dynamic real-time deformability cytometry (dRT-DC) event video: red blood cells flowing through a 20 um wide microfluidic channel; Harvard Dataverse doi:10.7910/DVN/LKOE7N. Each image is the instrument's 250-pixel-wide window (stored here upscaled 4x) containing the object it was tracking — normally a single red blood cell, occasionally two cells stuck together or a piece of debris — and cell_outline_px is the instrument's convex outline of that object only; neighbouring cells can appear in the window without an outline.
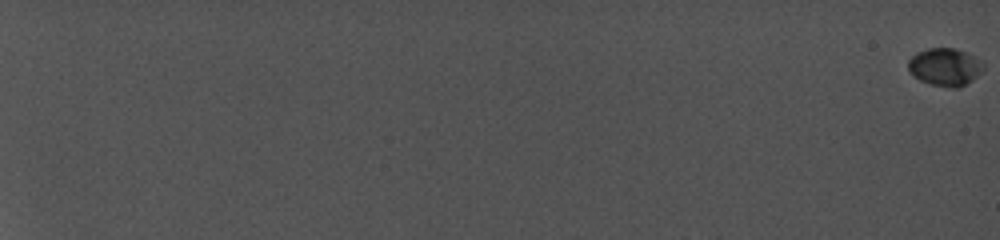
{"species": "common noctule bat (a hibernating species)", "species_latin": "Nyctalus noctula", "temperature_condition": "cold", "stored_images_in_passage": 12, "camera_frame_rate_fps": 5000, "um_per_image_px": 0.085, "animal": {"sex": "female", "body_mass_g": 19.0, "forearm_length_mm": 56.7}, "frame": {"image": 1, "passage_image": 1, "time_ms": 0.0, "image_size_px": [1000, 240], "cell_outline_px": [[984, 68], [972, 80], [956, 88], [932, 84], [920, 80], [908, 68], [908, 60], [916, 52], [928, 48], [956, 48], [980, 60], [984, 64]], "centroid_in_image_um": [80.32, 5.67], "position_along_channel_um": 4.7, "area_um2": 16.13}}